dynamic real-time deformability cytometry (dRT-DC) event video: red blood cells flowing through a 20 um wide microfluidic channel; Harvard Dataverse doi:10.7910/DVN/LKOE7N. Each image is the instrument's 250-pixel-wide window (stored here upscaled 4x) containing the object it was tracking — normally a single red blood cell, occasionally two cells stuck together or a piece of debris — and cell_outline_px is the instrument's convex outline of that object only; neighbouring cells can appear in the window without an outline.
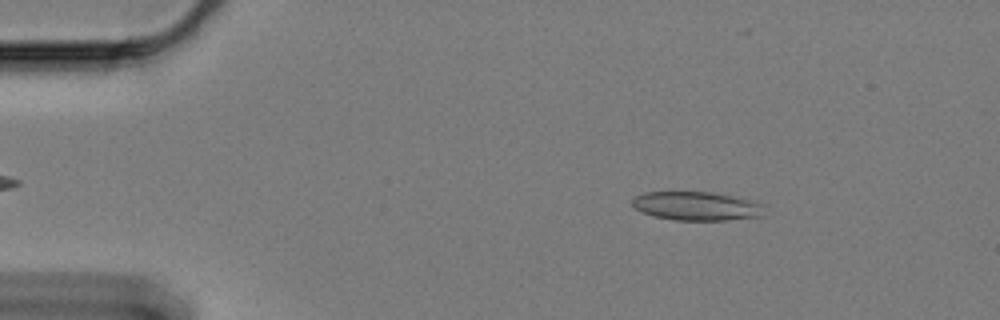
{"species": "Egyptian fruit bat (a non-hibernating species)", "species_latin": "Rousettus aegyptiacus", "temperature_condition": "cold", "stored_images_in_passage": 59, "camera_frame_rate_fps": 3000, "um_per_image_px": 0.085, "animal": {"sex": "female"}, "frame": {"image": 1, "passage_image": 8, "time_ms": 2.333, "image_size_px": [1000, 320], "cell_outline_px": [[764, 216], [728, 220], [676, 220], [652, 216], [636, 208], [632, 204], [632, 196], [644, 192], [712, 192], [736, 196], [752, 200], [764, 204]], "centroid_in_image_um": [59.25, 17.51], "position_along_channel_um": 25.8, "area_um2": 22.43}}
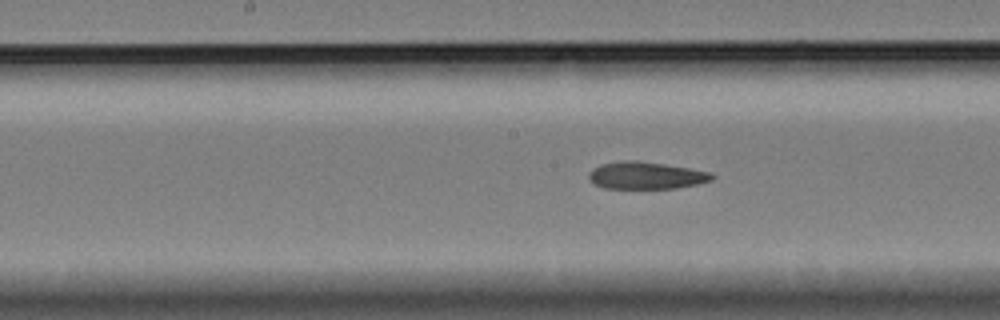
{"frame": {"image": 2, "passage_image": 29, "time_ms": 9.333, "image_size_px": [1000, 320], "cell_outline_px": [[716, 176], [712, 180], [696, 184], [676, 188], [604, 188], [596, 184], [588, 176], [588, 172], [592, 168], [600, 164], [624, 160], [636, 160], [664, 164], [688, 168], [708, 172]], "centroid_in_image_um": [54.88, 14.9], "position_along_channel_um": 193.3, "area_um2": 19.36}}
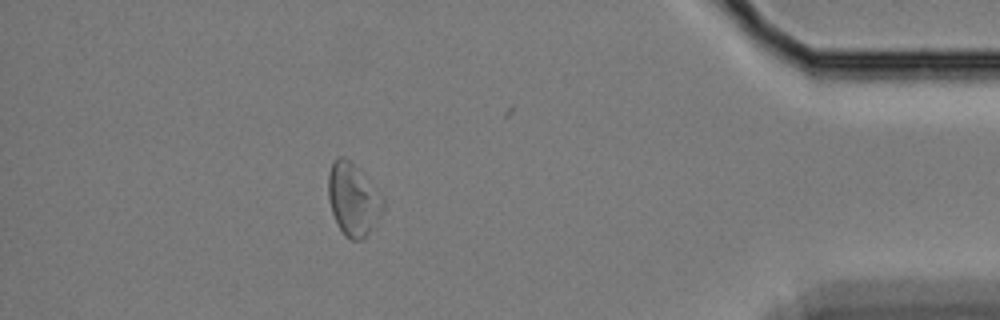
{"frame": {"image": 3, "passage_image": 52, "time_ms": 17.0, "image_size_px": [1000, 320], "cell_outline_px": [[384, 208], [368, 232], [360, 240], [352, 240], [344, 236], [332, 212], [328, 200], [328, 172], [332, 160], [336, 156], [344, 156], [384, 196]], "centroid_in_image_um": [29.98, 16.92], "position_along_channel_um": 405.2, "area_um2": 22.83}, "authors_computed_cell_mechanics": {"area_um2": 21.2704, "velocity_mm_per_s": 3.3182, "shape_relaxation_time_tau1_ms": null, "shape_relaxation_time_tau2_ms": 5.1562, "deformation_change_tau1": null, "deformation_change_tau2": 0.1276}}